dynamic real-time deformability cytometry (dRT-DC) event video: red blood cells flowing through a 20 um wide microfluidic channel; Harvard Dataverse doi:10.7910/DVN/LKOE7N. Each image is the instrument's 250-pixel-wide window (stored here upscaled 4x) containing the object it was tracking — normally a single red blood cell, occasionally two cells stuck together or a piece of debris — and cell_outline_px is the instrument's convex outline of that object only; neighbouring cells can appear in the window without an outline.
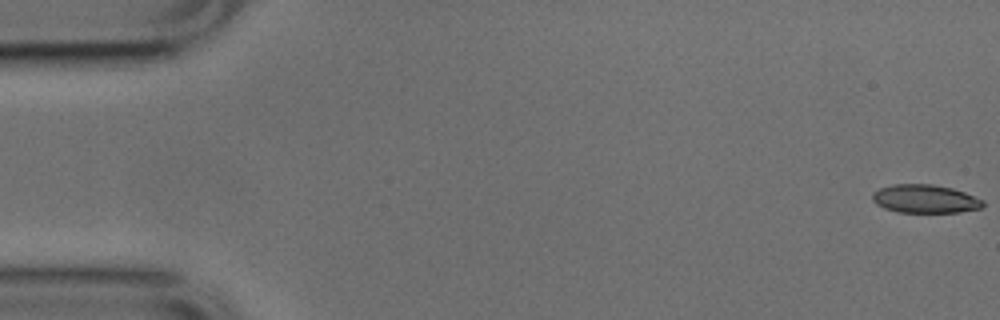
{"species": "common noctule bat (a hibernating species)", "species_latin": "Nyctalus noctula", "temperature_condition": "cold", "stored_images_in_passage": 18, "camera_frame_rate_fps": 3000, "um_per_image_px": 0.085, "animal": {"sex": "male", "body_mass_g": 17.9, "forearm_length_mm": 54.2}, "frame": {"image": 1, "passage_image": 1, "time_ms": 0.0, "image_size_px": [1000, 320], "cell_outline_px": [[984, 204], [980, 208], [960, 212], [896, 212], [884, 208], [876, 204], [872, 200], [872, 192], [880, 188], [892, 184], [932, 184], [952, 188], [964, 192], [984, 200]], "centroid_in_image_um": [78.6, 16.9], "position_along_channel_um": 6.4, "area_um2": 18.32}}
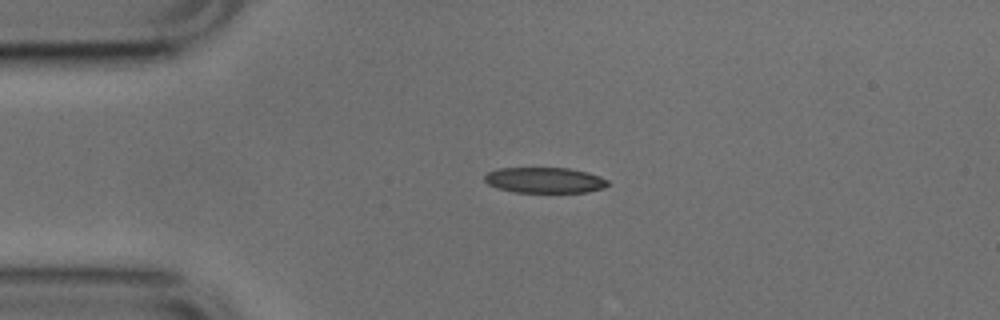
{"frame": {"image": 2, "passage_image": 12, "time_ms": 3.667, "image_size_px": [1000, 320], "cell_outline_px": [[608, 184], [604, 188], [588, 192], [516, 192], [496, 188], [488, 184], [484, 180], [484, 176], [488, 172], [500, 168], [568, 168], [588, 172], [600, 176], [608, 180]], "centroid_in_image_um": [46.3, 15.31], "position_along_channel_um": 38.7, "area_um2": 18.44}}